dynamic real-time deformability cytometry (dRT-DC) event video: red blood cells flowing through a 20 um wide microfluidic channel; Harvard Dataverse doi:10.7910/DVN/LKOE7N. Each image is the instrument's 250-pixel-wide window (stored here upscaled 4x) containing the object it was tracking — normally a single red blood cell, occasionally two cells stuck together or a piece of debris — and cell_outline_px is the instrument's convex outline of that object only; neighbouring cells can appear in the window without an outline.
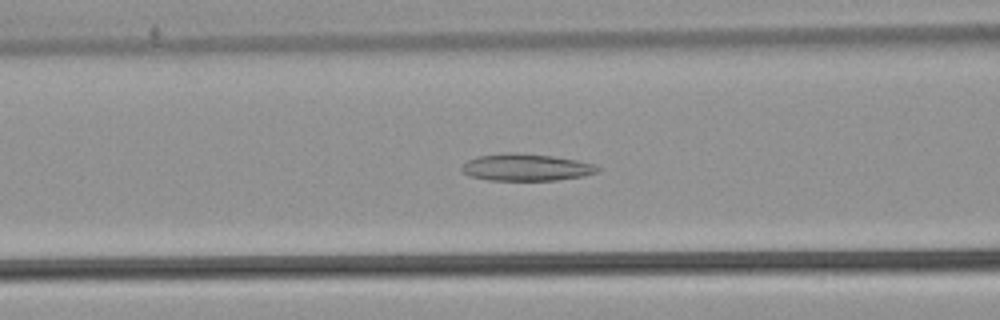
{"species": "common noctule bat (a hibernating species)", "species_latin": "Nyctalus noctula", "temperature_condition": "warm", "stored_images_in_passage": 47, "camera_frame_rate_fps": 3000, "um_per_image_px": 0.085, "animal": {"sex": "male", "body_mass_g": 21.5, "forearm_length_mm": 52.0}, "frame": {"image": 1, "passage_image": 16, "time_ms": 5.0, "image_size_px": [1000, 320], "cell_outline_px": [[600, 168], [596, 172], [584, 176], [556, 180], [488, 180], [468, 176], [460, 172], [460, 168], [468, 160], [476, 156], [508, 152], [516, 152], [552, 156], [576, 160], [592, 164]], "centroid_in_image_um": [44.64, 14.22], "position_along_channel_um": 122.0, "area_um2": 21.44}}
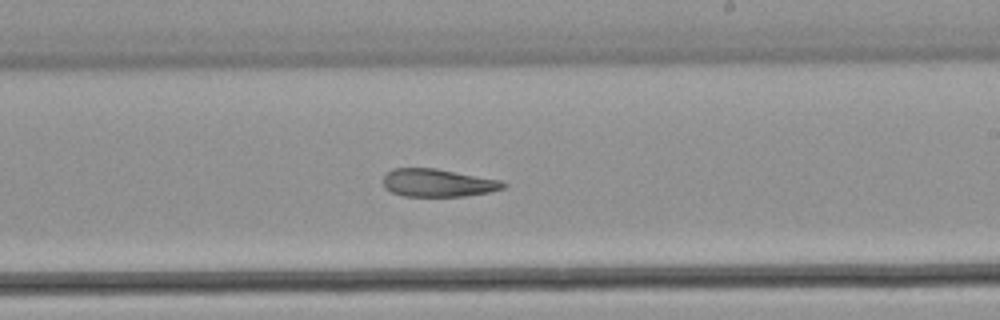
{"frame": {"image": 2, "passage_image": 26, "time_ms": 8.333, "image_size_px": [1000, 320], "cell_outline_px": [[508, 184], [504, 188], [488, 192], [464, 196], [404, 196], [392, 192], [384, 188], [384, 176], [392, 168], [436, 168], [500, 180]], "centroid_in_image_um": [37.21, 15.54], "position_along_channel_um": 251.8, "area_um2": 19.42}}
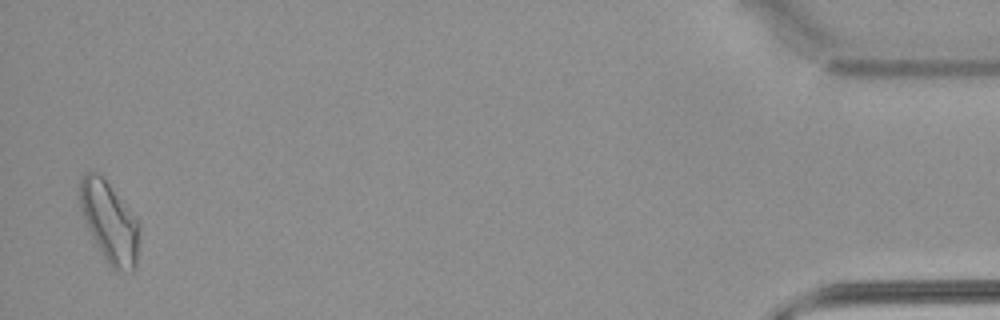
{"frame": {"image": 3, "passage_image": 46, "time_ms": 15.0, "image_size_px": [1000, 320], "cell_outline_px": [[140, 228], [136, 260], [132, 272], [116, 272], [108, 264], [100, 252], [84, 220], [80, 208], [80, 180], [84, 172], [96, 172], [108, 184], [136, 220]], "centroid_in_image_um": [9.29, 18.94], "position_along_channel_um": 425.9, "area_um2": 27.28}, "authors_computed_cell_mechanics": {"area_um2": 22.4842, "velocity_mm_per_s": 3.9094, "shape_relaxation_time_tau1_ms": null, "shape_relaxation_time_tau2_ms": 4.9456, "deformation_change_tau1": null, "deformation_change_tau2": 0.1441}}